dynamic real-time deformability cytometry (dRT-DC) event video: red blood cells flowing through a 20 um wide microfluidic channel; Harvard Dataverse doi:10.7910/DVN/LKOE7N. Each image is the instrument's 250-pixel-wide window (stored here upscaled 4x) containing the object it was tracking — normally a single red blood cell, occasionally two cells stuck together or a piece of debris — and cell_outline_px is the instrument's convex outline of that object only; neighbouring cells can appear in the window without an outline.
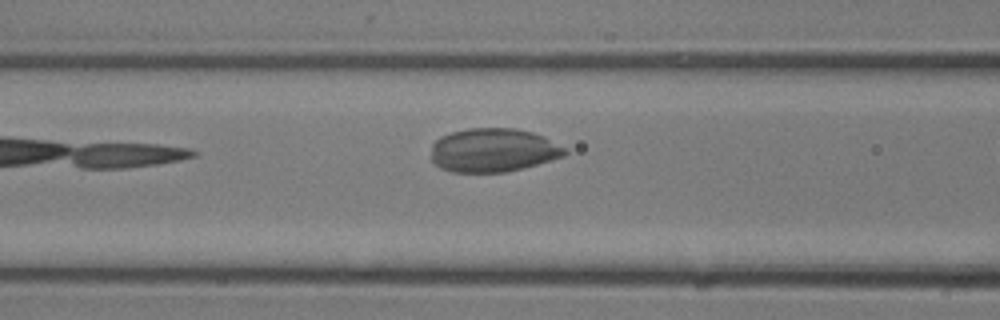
{"species": "common noctule bat (a hibernating species)", "species_latin": "Nyctalus noctula", "temperature_condition": "room temperature", "stored_images_in_passage": 6, "camera_frame_rate_fps": 3000, "um_per_image_px": 0.085, "animal": {"sex": "male", "body_mass_g": 13.3}, "frame": {"image": 1, "passage_image": 6, "time_ms": 1.667, "image_size_px": [1000, 320], "cell_outline_px": [[568, 152], [564, 156], [536, 164], [504, 172], [452, 172], [440, 168], [432, 164], [432, 144], [440, 136], [452, 132], [468, 128], [516, 128], [532, 132], [544, 136], [568, 148]], "centroid_in_image_um": [41.92, 12.76], "position_along_channel_um": 124.7, "area_um2": 34.22}}